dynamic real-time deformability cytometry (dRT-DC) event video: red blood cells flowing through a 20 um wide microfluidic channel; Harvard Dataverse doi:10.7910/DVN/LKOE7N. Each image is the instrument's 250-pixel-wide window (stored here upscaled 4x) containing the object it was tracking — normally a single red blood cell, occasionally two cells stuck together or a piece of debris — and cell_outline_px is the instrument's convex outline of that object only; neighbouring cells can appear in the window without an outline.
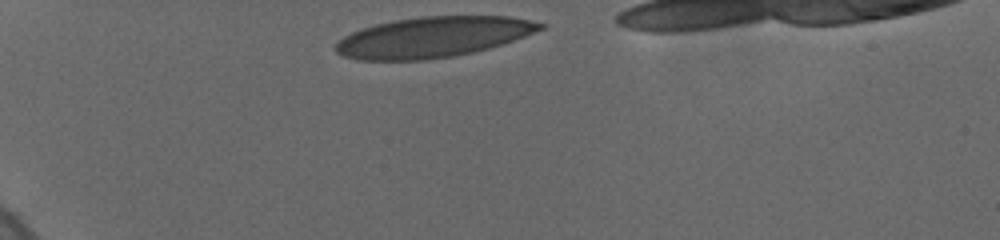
{"species": "human", "species_latin": "Homo sapiens", "temperature_condition": "cold", "stored_images_in_passage": 8, "camera_frame_rate_fps": 3000, "um_per_image_px": 0.085, "donor": {"sex": "female"}, "frame": {"image": 1, "passage_image": 1, "time_ms": 0.0, "image_size_px": [1000, 240], "cell_outline_px": [[548, 24], [544, 28], [524, 36], [488, 48], [472, 52], [452, 56], [424, 60], [356, 60], [344, 56], [336, 52], [332, 48], [344, 36], [352, 32], [376, 24], [396, 20], [420, 16], [508, 16]], "centroid_in_image_um": [36.78, 3.15], "position_along_channel_um": 48.2, "area_um2": 47.97}}
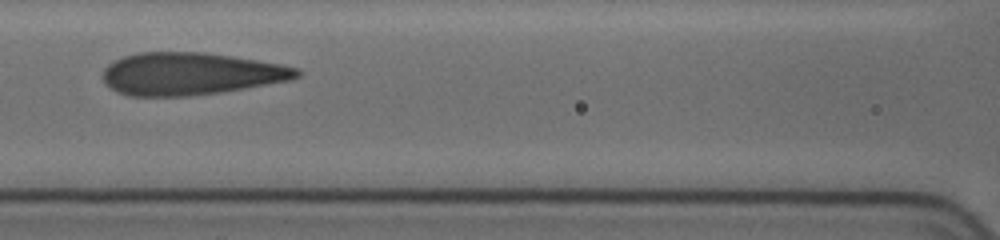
{"frame": {"image": 2, "passage_image": 5, "time_ms": 4.0, "image_size_px": [1000, 240], "cell_outline_px": [[300, 76], [288, 80], [220, 92], [188, 96], [128, 96], [116, 92], [104, 80], [104, 68], [108, 64], [124, 56], [140, 52], [204, 52], [232, 56], [280, 64], [300, 68]], "centroid_in_image_um": [16.18, 6.27], "position_along_channel_um": 150.4, "area_um2": 47.57}}
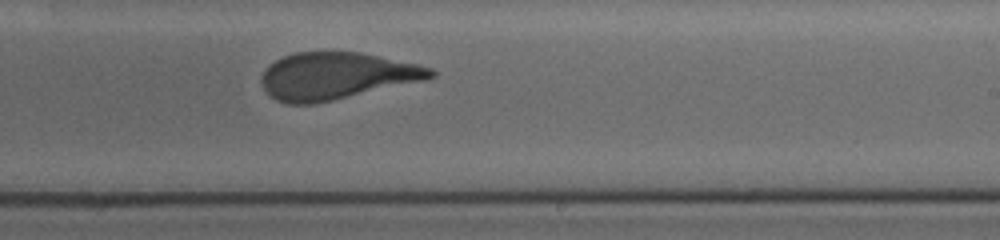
{"frame": {"image": 3, "passage_image": 8, "time_ms": 7.0, "image_size_px": [1000, 240], "cell_outline_px": [[436, 76], [424, 80], [332, 100], [312, 104], [288, 104], [276, 100], [264, 88], [260, 80], [268, 64], [284, 56], [296, 52], [360, 52], [416, 64], [432, 68], [436, 72]], "centroid_in_image_um": [28.58, 6.45], "position_along_channel_um": 260.4, "area_um2": 45.84}}